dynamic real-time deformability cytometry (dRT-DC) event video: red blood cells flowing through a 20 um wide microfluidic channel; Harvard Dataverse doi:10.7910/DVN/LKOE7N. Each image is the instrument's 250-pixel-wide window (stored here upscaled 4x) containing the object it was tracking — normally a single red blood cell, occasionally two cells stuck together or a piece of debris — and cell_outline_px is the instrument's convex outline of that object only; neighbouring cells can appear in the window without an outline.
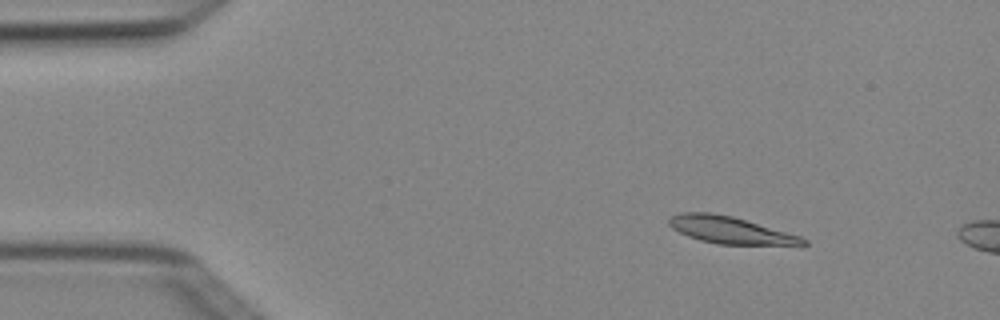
{"species": "Egyptian fruit bat (a non-hibernating species)", "species_latin": "Rousettus aegyptiacus", "temperature_condition": "cold", "stored_images_in_passage": 4, "camera_frame_rate_fps": 3000, "um_per_image_px": 0.085, "animal": {"sex": "female"}, "frame": {"image": 1, "passage_image": 2, "time_ms": 0.333, "image_size_px": [1000, 320], "cell_outline_px": [[808, 244], [716, 244], [700, 240], [688, 236], [672, 228], [668, 224], [668, 216], [680, 212], [708, 212], [732, 216], [800, 236], [808, 240]], "centroid_in_image_um": [61.98, 19.54], "position_along_channel_um": 23.0, "area_um2": 20.81}}